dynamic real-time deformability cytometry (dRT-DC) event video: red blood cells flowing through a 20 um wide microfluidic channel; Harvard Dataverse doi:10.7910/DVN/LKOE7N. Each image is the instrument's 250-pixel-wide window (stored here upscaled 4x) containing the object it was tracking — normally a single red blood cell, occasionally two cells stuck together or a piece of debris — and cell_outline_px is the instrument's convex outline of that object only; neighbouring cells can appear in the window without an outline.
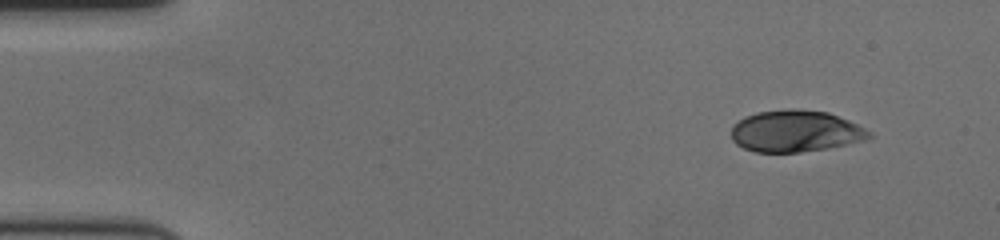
{"species": "human", "species_latin": "Homo sapiens", "temperature_condition": "cold", "stored_images_in_passage": 54, "camera_frame_rate_fps": 3000, "um_per_image_px": 0.085, "donor": {"sex": "female"}, "frame": {"image": 1, "passage_image": 1, "time_ms": 0.0, "image_size_px": [1000, 240], "cell_outline_px": [[872, 136], [864, 140], [828, 148], [800, 152], [756, 152], [744, 148], [736, 144], [732, 140], [732, 124], [744, 116], [756, 112], [792, 108], [796, 108], [828, 112], [848, 120], [872, 132]], "centroid_in_image_um": [67.59, 11.14], "position_along_channel_um": 17.4, "area_um2": 33.58}}
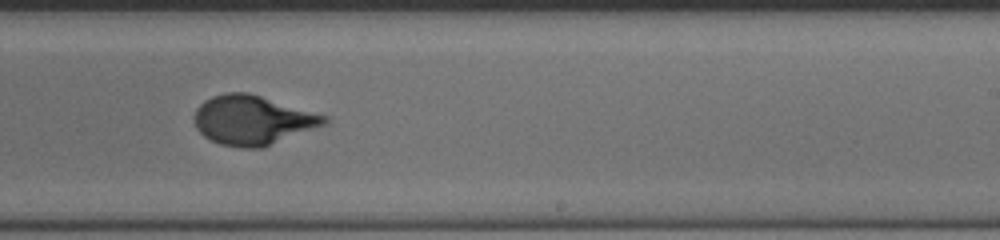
{"frame": {"image": 2, "passage_image": 32, "time_ms": 10.333, "image_size_px": [1000, 240], "cell_outline_px": [[328, 120], [324, 124], [264, 148], [240, 148], [220, 144], [204, 136], [196, 128], [192, 116], [196, 108], [204, 100], [212, 96], [224, 92], [248, 92], [328, 116]], "centroid_in_image_um": [21.42, 10.21], "position_along_channel_um": 267.6, "area_um2": 37.45}}
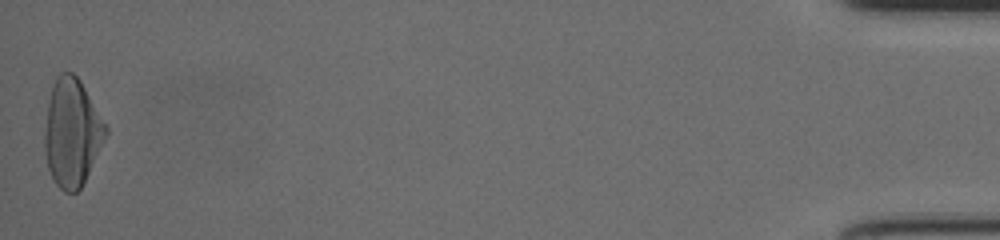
{"frame": {"image": 3, "passage_image": 54, "time_ms": 17.667, "image_size_px": [1000, 240], "cell_outline_px": [[108, 132], [80, 188], [76, 192], [64, 192], [56, 184], [48, 168], [44, 152], [44, 132], [48, 104], [52, 88], [56, 76], [60, 72], [72, 72], [80, 80], [108, 128]], "centroid_in_image_um": [6.1, 11.26], "position_along_channel_um": 429.1, "area_um2": 37.8}, "authors_computed_cell_mechanics": {"area_um2": 36.3273, "velocity_mm_per_s": 3.5205, "shape_relaxation_time_tau1_ms": 5.8393, "shape_relaxation_time_tau2_ms": null, "deformation_change_tau1": 0.2394, "deformation_change_tau2": null}}